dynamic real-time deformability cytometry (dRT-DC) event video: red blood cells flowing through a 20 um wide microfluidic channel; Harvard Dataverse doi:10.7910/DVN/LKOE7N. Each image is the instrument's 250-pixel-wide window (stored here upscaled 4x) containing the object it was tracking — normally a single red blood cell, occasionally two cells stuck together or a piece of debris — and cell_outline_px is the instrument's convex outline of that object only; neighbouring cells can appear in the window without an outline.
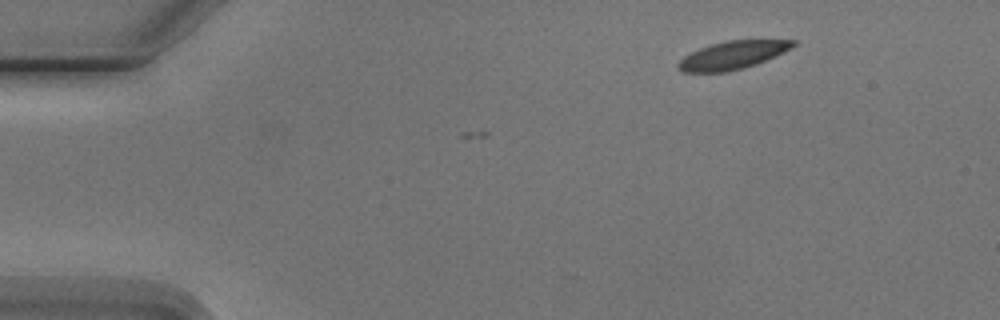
{"species": "Egyptian fruit bat (a non-hibernating species)", "species_latin": "Rousettus aegyptiacus", "temperature_condition": "cold", "stored_images_in_passage": 4, "camera_frame_rate_fps": 3000, "um_per_image_px": 0.085, "animal": {"sex": "male"}, "frame": {"image": 1, "passage_image": 1, "time_ms": 0.0, "image_size_px": [1000, 320], "cell_outline_px": [[796, 44], [792, 48], [756, 64], [724, 72], [684, 72], [676, 68], [676, 64], [684, 56], [700, 48], [712, 44], [728, 40], [764, 36], [796, 40]], "centroid_in_image_um": [62.37, 4.61], "position_along_channel_um": 22.6, "area_um2": 19.48}}